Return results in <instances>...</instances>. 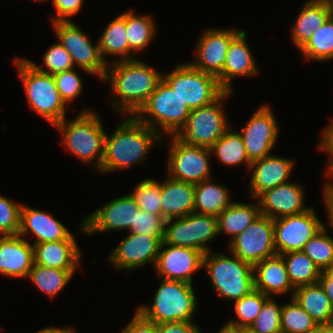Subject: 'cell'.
I'll list each match as a JSON object with an SVG mask.
<instances>
[{
    "label": "cell",
    "instance_id": "49",
    "mask_svg": "<svg viewBox=\"0 0 333 333\" xmlns=\"http://www.w3.org/2000/svg\"><path fill=\"white\" fill-rule=\"evenodd\" d=\"M318 144V149L326 152L329 157L323 175H333V120H330L328 126L322 129L321 138Z\"/></svg>",
    "mask_w": 333,
    "mask_h": 333
},
{
    "label": "cell",
    "instance_id": "40",
    "mask_svg": "<svg viewBox=\"0 0 333 333\" xmlns=\"http://www.w3.org/2000/svg\"><path fill=\"white\" fill-rule=\"evenodd\" d=\"M186 217L193 225L194 249L203 253L210 252L208 245L219 236L217 217L196 212H192Z\"/></svg>",
    "mask_w": 333,
    "mask_h": 333
},
{
    "label": "cell",
    "instance_id": "6",
    "mask_svg": "<svg viewBox=\"0 0 333 333\" xmlns=\"http://www.w3.org/2000/svg\"><path fill=\"white\" fill-rule=\"evenodd\" d=\"M31 110L55 126L66 117V104L57 90L54 76L36 70L25 57H15L14 63Z\"/></svg>",
    "mask_w": 333,
    "mask_h": 333
},
{
    "label": "cell",
    "instance_id": "57",
    "mask_svg": "<svg viewBox=\"0 0 333 333\" xmlns=\"http://www.w3.org/2000/svg\"><path fill=\"white\" fill-rule=\"evenodd\" d=\"M240 333H257L252 331L250 328H240Z\"/></svg>",
    "mask_w": 333,
    "mask_h": 333
},
{
    "label": "cell",
    "instance_id": "9",
    "mask_svg": "<svg viewBox=\"0 0 333 333\" xmlns=\"http://www.w3.org/2000/svg\"><path fill=\"white\" fill-rule=\"evenodd\" d=\"M233 93L225 91L212 104L191 110L185 125L175 136L186 144L211 148L230 127L223 106Z\"/></svg>",
    "mask_w": 333,
    "mask_h": 333
},
{
    "label": "cell",
    "instance_id": "39",
    "mask_svg": "<svg viewBox=\"0 0 333 333\" xmlns=\"http://www.w3.org/2000/svg\"><path fill=\"white\" fill-rule=\"evenodd\" d=\"M269 296L264 295L261 291L253 289L248 295L235 300L234 311L237 316V320H228L226 324L236 328H249L253 321L257 318V315L261 311L264 302Z\"/></svg>",
    "mask_w": 333,
    "mask_h": 333
},
{
    "label": "cell",
    "instance_id": "26",
    "mask_svg": "<svg viewBox=\"0 0 333 333\" xmlns=\"http://www.w3.org/2000/svg\"><path fill=\"white\" fill-rule=\"evenodd\" d=\"M195 184L167 175L161 183V216L165 221L186 217L194 212Z\"/></svg>",
    "mask_w": 333,
    "mask_h": 333
},
{
    "label": "cell",
    "instance_id": "2",
    "mask_svg": "<svg viewBox=\"0 0 333 333\" xmlns=\"http://www.w3.org/2000/svg\"><path fill=\"white\" fill-rule=\"evenodd\" d=\"M164 139L157 131L143 124L135 116L126 119L108 136L106 133L100 173H113L143 164L155 144Z\"/></svg>",
    "mask_w": 333,
    "mask_h": 333
},
{
    "label": "cell",
    "instance_id": "21",
    "mask_svg": "<svg viewBox=\"0 0 333 333\" xmlns=\"http://www.w3.org/2000/svg\"><path fill=\"white\" fill-rule=\"evenodd\" d=\"M247 38L246 30H242L230 42L222 73L217 77L220 86L225 91L234 92L232 82L235 78L253 77L259 73L257 60L252 55Z\"/></svg>",
    "mask_w": 333,
    "mask_h": 333
},
{
    "label": "cell",
    "instance_id": "32",
    "mask_svg": "<svg viewBox=\"0 0 333 333\" xmlns=\"http://www.w3.org/2000/svg\"><path fill=\"white\" fill-rule=\"evenodd\" d=\"M156 25L152 15L136 14L133 9L126 11V31L129 44V60L136 59L137 53L145 51L156 37ZM131 53H133L131 55ZM133 56V57H132ZM135 56V57H134Z\"/></svg>",
    "mask_w": 333,
    "mask_h": 333
},
{
    "label": "cell",
    "instance_id": "16",
    "mask_svg": "<svg viewBox=\"0 0 333 333\" xmlns=\"http://www.w3.org/2000/svg\"><path fill=\"white\" fill-rule=\"evenodd\" d=\"M164 236L128 233L107 257L117 271H133L146 264L155 266Z\"/></svg>",
    "mask_w": 333,
    "mask_h": 333
},
{
    "label": "cell",
    "instance_id": "56",
    "mask_svg": "<svg viewBox=\"0 0 333 333\" xmlns=\"http://www.w3.org/2000/svg\"><path fill=\"white\" fill-rule=\"evenodd\" d=\"M217 333H240V329L224 323Z\"/></svg>",
    "mask_w": 333,
    "mask_h": 333
},
{
    "label": "cell",
    "instance_id": "4",
    "mask_svg": "<svg viewBox=\"0 0 333 333\" xmlns=\"http://www.w3.org/2000/svg\"><path fill=\"white\" fill-rule=\"evenodd\" d=\"M161 279L150 305L135 308L143 317L156 324L164 322H194L198 302L193 284Z\"/></svg>",
    "mask_w": 333,
    "mask_h": 333
},
{
    "label": "cell",
    "instance_id": "5",
    "mask_svg": "<svg viewBox=\"0 0 333 333\" xmlns=\"http://www.w3.org/2000/svg\"><path fill=\"white\" fill-rule=\"evenodd\" d=\"M230 254V256H229ZM204 254L203 268L208 273L214 292L224 300H238L254 289L253 266L229 252Z\"/></svg>",
    "mask_w": 333,
    "mask_h": 333
},
{
    "label": "cell",
    "instance_id": "13",
    "mask_svg": "<svg viewBox=\"0 0 333 333\" xmlns=\"http://www.w3.org/2000/svg\"><path fill=\"white\" fill-rule=\"evenodd\" d=\"M228 247L227 251L252 266L277 255L273 219L260 214L242 233L229 242Z\"/></svg>",
    "mask_w": 333,
    "mask_h": 333
},
{
    "label": "cell",
    "instance_id": "52",
    "mask_svg": "<svg viewBox=\"0 0 333 333\" xmlns=\"http://www.w3.org/2000/svg\"><path fill=\"white\" fill-rule=\"evenodd\" d=\"M328 177V182L324 183L325 185L323 186V204L325 205L326 209V216L327 221L326 223L328 224V229H333V175H324ZM332 180V181H331ZM330 227V228H329Z\"/></svg>",
    "mask_w": 333,
    "mask_h": 333
},
{
    "label": "cell",
    "instance_id": "38",
    "mask_svg": "<svg viewBox=\"0 0 333 333\" xmlns=\"http://www.w3.org/2000/svg\"><path fill=\"white\" fill-rule=\"evenodd\" d=\"M326 225L315 234L303 247L304 252L320 269L327 271L333 266V237ZM328 233V234H327Z\"/></svg>",
    "mask_w": 333,
    "mask_h": 333
},
{
    "label": "cell",
    "instance_id": "44",
    "mask_svg": "<svg viewBox=\"0 0 333 333\" xmlns=\"http://www.w3.org/2000/svg\"><path fill=\"white\" fill-rule=\"evenodd\" d=\"M280 317L281 304L269 297L249 328L257 333H281Z\"/></svg>",
    "mask_w": 333,
    "mask_h": 333
},
{
    "label": "cell",
    "instance_id": "50",
    "mask_svg": "<svg viewBox=\"0 0 333 333\" xmlns=\"http://www.w3.org/2000/svg\"><path fill=\"white\" fill-rule=\"evenodd\" d=\"M120 333H157V324L147 320L135 310L132 319Z\"/></svg>",
    "mask_w": 333,
    "mask_h": 333
},
{
    "label": "cell",
    "instance_id": "10",
    "mask_svg": "<svg viewBox=\"0 0 333 333\" xmlns=\"http://www.w3.org/2000/svg\"><path fill=\"white\" fill-rule=\"evenodd\" d=\"M54 34L60 44L72 57L74 66L91 76H99L103 80L107 63L102 59L99 42L92 43L90 37L73 21L51 23Z\"/></svg>",
    "mask_w": 333,
    "mask_h": 333
},
{
    "label": "cell",
    "instance_id": "42",
    "mask_svg": "<svg viewBox=\"0 0 333 333\" xmlns=\"http://www.w3.org/2000/svg\"><path fill=\"white\" fill-rule=\"evenodd\" d=\"M42 64L45 67L37 65L30 59L25 58L36 70L41 73L54 75L58 72H63L65 70H70L75 68L72 57L66 51V49L58 43H53L48 47L46 52L42 55Z\"/></svg>",
    "mask_w": 333,
    "mask_h": 333
},
{
    "label": "cell",
    "instance_id": "25",
    "mask_svg": "<svg viewBox=\"0 0 333 333\" xmlns=\"http://www.w3.org/2000/svg\"><path fill=\"white\" fill-rule=\"evenodd\" d=\"M81 255L82 252L76 240L33 244L34 264L44 267L77 270L82 265Z\"/></svg>",
    "mask_w": 333,
    "mask_h": 333
},
{
    "label": "cell",
    "instance_id": "53",
    "mask_svg": "<svg viewBox=\"0 0 333 333\" xmlns=\"http://www.w3.org/2000/svg\"><path fill=\"white\" fill-rule=\"evenodd\" d=\"M318 282L324 289L333 307V266L329 270L321 272Z\"/></svg>",
    "mask_w": 333,
    "mask_h": 333
},
{
    "label": "cell",
    "instance_id": "27",
    "mask_svg": "<svg viewBox=\"0 0 333 333\" xmlns=\"http://www.w3.org/2000/svg\"><path fill=\"white\" fill-rule=\"evenodd\" d=\"M330 16L331 9L328 2L306 0L291 28L290 34L294 45L300 50L314 31L318 30Z\"/></svg>",
    "mask_w": 333,
    "mask_h": 333
},
{
    "label": "cell",
    "instance_id": "60",
    "mask_svg": "<svg viewBox=\"0 0 333 333\" xmlns=\"http://www.w3.org/2000/svg\"><path fill=\"white\" fill-rule=\"evenodd\" d=\"M34 1H36V2H46V0H34ZM48 1V0H47Z\"/></svg>",
    "mask_w": 333,
    "mask_h": 333
},
{
    "label": "cell",
    "instance_id": "37",
    "mask_svg": "<svg viewBox=\"0 0 333 333\" xmlns=\"http://www.w3.org/2000/svg\"><path fill=\"white\" fill-rule=\"evenodd\" d=\"M290 301L281 304V333H307L318 326L293 297H290Z\"/></svg>",
    "mask_w": 333,
    "mask_h": 333
},
{
    "label": "cell",
    "instance_id": "48",
    "mask_svg": "<svg viewBox=\"0 0 333 333\" xmlns=\"http://www.w3.org/2000/svg\"><path fill=\"white\" fill-rule=\"evenodd\" d=\"M85 0H51L55 13L51 17V23L59 21H71L72 16L79 13Z\"/></svg>",
    "mask_w": 333,
    "mask_h": 333
},
{
    "label": "cell",
    "instance_id": "35",
    "mask_svg": "<svg viewBox=\"0 0 333 333\" xmlns=\"http://www.w3.org/2000/svg\"><path fill=\"white\" fill-rule=\"evenodd\" d=\"M281 256L294 289L318 283L321 271L304 252H289Z\"/></svg>",
    "mask_w": 333,
    "mask_h": 333
},
{
    "label": "cell",
    "instance_id": "1",
    "mask_svg": "<svg viewBox=\"0 0 333 333\" xmlns=\"http://www.w3.org/2000/svg\"><path fill=\"white\" fill-rule=\"evenodd\" d=\"M162 73L137 57L107 64L102 82L110 83L114 109L123 116H134L155 91Z\"/></svg>",
    "mask_w": 333,
    "mask_h": 333
},
{
    "label": "cell",
    "instance_id": "55",
    "mask_svg": "<svg viewBox=\"0 0 333 333\" xmlns=\"http://www.w3.org/2000/svg\"><path fill=\"white\" fill-rule=\"evenodd\" d=\"M307 333H333V325H318Z\"/></svg>",
    "mask_w": 333,
    "mask_h": 333
},
{
    "label": "cell",
    "instance_id": "36",
    "mask_svg": "<svg viewBox=\"0 0 333 333\" xmlns=\"http://www.w3.org/2000/svg\"><path fill=\"white\" fill-rule=\"evenodd\" d=\"M304 60L326 62L333 59V17L330 16L300 49Z\"/></svg>",
    "mask_w": 333,
    "mask_h": 333
},
{
    "label": "cell",
    "instance_id": "7",
    "mask_svg": "<svg viewBox=\"0 0 333 333\" xmlns=\"http://www.w3.org/2000/svg\"><path fill=\"white\" fill-rule=\"evenodd\" d=\"M191 110L176 91L161 79L155 91L134 115L162 137L176 135L185 125ZM162 130V131H161Z\"/></svg>",
    "mask_w": 333,
    "mask_h": 333
},
{
    "label": "cell",
    "instance_id": "46",
    "mask_svg": "<svg viewBox=\"0 0 333 333\" xmlns=\"http://www.w3.org/2000/svg\"><path fill=\"white\" fill-rule=\"evenodd\" d=\"M75 69L72 68L53 75L57 90L65 104L73 102L83 91V81Z\"/></svg>",
    "mask_w": 333,
    "mask_h": 333
},
{
    "label": "cell",
    "instance_id": "47",
    "mask_svg": "<svg viewBox=\"0 0 333 333\" xmlns=\"http://www.w3.org/2000/svg\"><path fill=\"white\" fill-rule=\"evenodd\" d=\"M165 220L161 215L145 212L140 209L136 212L134 227L128 233L164 236Z\"/></svg>",
    "mask_w": 333,
    "mask_h": 333
},
{
    "label": "cell",
    "instance_id": "34",
    "mask_svg": "<svg viewBox=\"0 0 333 333\" xmlns=\"http://www.w3.org/2000/svg\"><path fill=\"white\" fill-rule=\"evenodd\" d=\"M75 272L76 270H62L33 264L27 278L41 292L53 299L68 285Z\"/></svg>",
    "mask_w": 333,
    "mask_h": 333
},
{
    "label": "cell",
    "instance_id": "41",
    "mask_svg": "<svg viewBox=\"0 0 333 333\" xmlns=\"http://www.w3.org/2000/svg\"><path fill=\"white\" fill-rule=\"evenodd\" d=\"M130 195L141 210L161 215V182L158 180L146 178L140 181Z\"/></svg>",
    "mask_w": 333,
    "mask_h": 333
},
{
    "label": "cell",
    "instance_id": "19",
    "mask_svg": "<svg viewBox=\"0 0 333 333\" xmlns=\"http://www.w3.org/2000/svg\"><path fill=\"white\" fill-rule=\"evenodd\" d=\"M301 183L286 182L266 190L256 199L260 213L273 220L301 214L311 208L304 206L305 189Z\"/></svg>",
    "mask_w": 333,
    "mask_h": 333
},
{
    "label": "cell",
    "instance_id": "3",
    "mask_svg": "<svg viewBox=\"0 0 333 333\" xmlns=\"http://www.w3.org/2000/svg\"><path fill=\"white\" fill-rule=\"evenodd\" d=\"M71 121L67 117L54 127L60 132L61 144L75 158L93 167L95 171L101 169L106 131L98 112L85 108Z\"/></svg>",
    "mask_w": 333,
    "mask_h": 333
},
{
    "label": "cell",
    "instance_id": "43",
    "mask_svg": "<svg viewBox=\"0 0 333 333\" xmlns=\"http://www.w3.org/2000/svg\"><path fill=\"white\" fill-rule=\"evenodd\" d=\"M162 243L194 249V232L191 221L187 217L165 221Z\"/></svg>",
    "mask_w": 333,
    "mask_h": 333
},
{
    "label": "cell",
    "instance_id": "54",
    "mask_svg": "<svg viewBox=\"0 0 333 333\" xmlns=\"http://www.w3.org/2000/svg\"><path fill=\"white\" fill-rule=\"evenodd\" d=\"M76 329L73 326H65V327H57V326H49L42 328L36 333H76Z\"/></svg>",
    "mask_w": 333,
    "mask_h": 333
},
{
    "label": "cell",
    "instance_id": "15",
    "mask_svg": "<svg viewBox=\"0 0 333 333\" xmlns=\"http://www.w3.org/2000/svg\"><path fill=\"white\" fill-rule=\"evenodd\" d=\"M268 104H262L239 132L251 162L272 155L280 135L276 116Z\"/></svg>",
    "mask_w": 333,
    "mask_h": 333
},
{
    "label": "cell",
    "instance_id": "31",
    "mask_svg": "<svg viewBox=\"0 0 333 333\" xmlns=\"http://www.w3.org/2000/svg\"><path fill=\"white\" fill-rule=\"evenodd\" d=\"M258 201L254 204L233 201L220 215L217 216L218 231L230 236V241L242 233L260 215Z\"/></svg>",
    "mask_w": 333,
    "mask_h": 333
},
{
    "label": "cell",
    "instance_id": "58",
    "mask_svg": "<svg viewBox=\"0 0 333 333\" xmlns=\"http://www.w3.org/2000/svg\"><path fill=\"white\" fill-rule=\"evenodd\" d=\"M328 3L331 9V16L333 17V0H330Z\"/></svg>",
    "mask_w": 333,
    "mask_h": 333
},
{
    "label": "cell",
    "instance_id": "8",
    "mask_svg": "<svg viewBox=\"0 0 333 333\" xmlns=\"http://www.w3.org/2000/svg\"><path fill=\"white\" fill-rule=\"evenodd\" d=\"M162 79L186 102L190 110L207 106L216 101L225 90L217 77L194 68L190 63H180Z\"/></svg>",
    "mask_w": 333,
    "mask_h": 333
},
{
    "label": "cell",
    "instance_id": "51",
    "mask_svg": "<svg viewBox=\"0 0 333 333\" xmlns=\"http://www.w3.org/2000/svg\"><path fill=\"white\" fill-rule=\"evenodd\" d=\"M157 333H202L194 322H164L157 324Z\"/></svg>",
    "mask_w": 333,
    "mask_h": 333
},
{
    "label": "cell",
    "instance_id": "33",
    "mask_svg": "<svg viewBox=\"0 0 333 333\" xmlns=\"http://www.w3.org/2000/svg\"><path fill=\"white\" fill-rule=\"evenodd\" d=\"M232 129L230 126L210 148L212 156L216 155L217 160L224 166L235 167L244 164L249 171L252 162L247 155L241 134Z\"/></svg>",
    "mask_w": 333,
    "mask_h": 333
},
{
    "label": "cell",
    "instance_id": "17",
    "mask_svg": "<svg viewBox=\"0 0 333 333\" xmlns=\"http://www.w3.org/2000/svg\"><path fill=\"white\" fill-rule=\"evenodd\" d=\"M204 254L196 249L162 243L155 273L163 279L193 284V274L203 269Z\"/></svg>",
    "mask_w": 333,
    "mask_h": 333
},
{
    "label": "cell",
    "instance_id": "59",
    "mask_svg": "<svg viewBox=\"0 0 333 333\" xmlns=\"http://www.w3.org/2000/svg\"><path fill=\"white\" fill-rule=\"evenodd\" d=\"M311 1L329 2L330 0H311Z\"/></svg>",
    "mask_w": 333,
    "mask_h": 333
},
{
    "label": "cell",
    "instance_id": "20",
    "mask_svg": "<svg viewBox=\"0 0 333 333\" xmlns=\"http://www.w3.org/2000/svg\"><path fill=\"white\" fill-rule=\"evenodd\" d=\"M32 234L31 236L29 235ZM18 235L29 239L33 244L59 240H75L69 229L48 212L22 204L20 212V229Z\"/></svg>",
    "mask_w": 333,
    "mask_h": 333
},
{
    "label": "cell",
    "instance_id": "23",
    "mask_svg": "<svg viewBox=\"0 0 333 333\" xmlns=\"http://www.w3.org/2000/svg\"><path fill=\"white\" fill-rule=\"evenodd\" d=\"M34 264L33 245L20 235L0 236V274L27 279Z\"/></svg>",
    "mask_w": 333,
    "mask_h": 333
},
{
    "label": "cell",
    "instance_id": "14",
    "mask_svg": "<svg viewBox=\"0 0 333 333\" xmlns=\"http://www.w3.org/2000/svg\"><path fill=\"white\" fill-rule=\"evenodd\" d=\"M273 224L277 255L302 251L304 245L326 225L312 206L301 214L275 219Z\"/></svg>",
    "mask_w": 333,
    "mask_h": 333
},
{
    "label": "cell",
    "instance_id": "11",
    "mask_svg": "<svg viewBox=\"0 0 333 333\" xmlns=\"http://www.w3.org/2000/svg\"><path fill=\"white\" fill-rule=\"evenodd\" d=\"M167 175L173 179L199 183L212 177L211 149L186 144L175 135L169 137Z\"/></svg>",
    "mask_w": 333,
    "mask_h": 333
},
{
    "label": "cell",
    "instance_id": "12",
    "mask_svg": "<svg viewBox=\"0 0 333 333\" xmlns=\"http://www.w3.org/2000/svg\"><path fill=\"white\" fill-rule=\"evenodd\" d=\"M136 212H140V208L130 193L122 195L86 215L79 230L84 235L110 231L129 232L134 227Z\"/></svg>",
    "mask_w": 333,
    "mask_h": 333
},
{
    "label": "cell",
    "instance_id": "45",
    "mask_svg": "<svg viewBox=\"0 0 333 333\" xmlns=\"http://www.w3.org/2000/svg\"><path fill=\"white\" fill-rule=\"evenodd\" d=\"M21 206L0 194V236L18 235Z\"/></svg>",
    "mask_w": 333,
    "mask_h": 333
},
{
    "label": "cell",
    "instance_id": "28",
    "mask_svg": "<svg viewBox=\"0 0 333 333\" xmlns=\"http://www.w3.org/2000/svg\"><path fill=\"white\" fill-rule=\"evenodd\" d=\"M293 298L318 325H333V307L319 282L296 288Z\"/></svg>",
    "mask_w": 333,
    "mask_h": 333
},
{
    "label": "cell",
    "instance_id": "30",
    "mask_svg": "<svg viewBox=\"0 0 333 333\" xmlns=\"http://www.w3.org/2000/svg\"><path fill=\"white\" fill-rule=\"evenodd\" d=\"M213 181L211 178L195 184L194 212L217 217L233 202L227 186Z\"/></svg>",
    "mask_w": 333,
    "mask_h": 333
},
{
    "label": "cell",
    "instance_id": "18",
    "mask_svg": "<svg viewBox=\"0 0 333 333\" xmlns=\"http://www.w3.org/2000/svg\"><path fill=\"white\" fill-rule=\"evenodd\" d=\"M242 30L207 29L197 40L194 62H189L194 68L218 77L223 70L230 42Z\"/></svg>",
    "mask_w": 333,
    "mask_h": 333
},
{
    "label": "cell",
    "instance_id": "29",
    "mask_svg": "<svg viewBox=\"0 0 333 333\" xmlns=\"http://www.w3.org/2000/svg\"><path fill=\"white\" fill-rule=\"evenodd\" d=\"M98 42L101 57L107 64L110 63L107 60L109 56L115 57L113 62L129 60L126 11L109 22L98 38Z\"/></svg>",
    "mask_w": 333,
    "mask_h": 333
},
{
    "label": "cell",
    "instance_id": "24",
    "mask_svg": "<svg viewBox=\"0 0 333 333\" xmlns=\"http://www.w3.org/2000/svg\"><path fill=\"white\" fill-rule=\"evenodd\" d=\"M254 289L269 297L290 294L293 297L294 288L287 274L286 265L281 255L262 260L253 266Z\"/></svg>",
    "mask_w": 333,
    "mask_h": 333
},
{
    "label": "cell",
    "instance_id": "22",
    "mask_svg": "<svg viewBox=\"0 0 333 333\" xmlns=\"http://www.w3.org/2000/svg\"><path fill=\"white\" fill-rule=\"evenodd\" d=\"M296 160L277 155H269L251 163L249 171V194L257 198L266 190L286 183L292 173Z\"/></svg>",
    "mask_w": 333,
    "mask_h": 333
}]
</instances>
